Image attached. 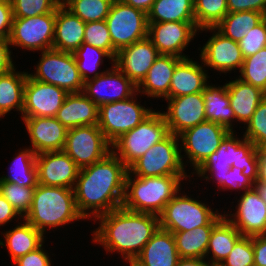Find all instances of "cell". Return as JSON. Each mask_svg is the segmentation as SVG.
Here are the masks:
<instances>
[{
  "label": "cell",
  "mask_w": 266,
  "mask_h": 266,
  "mask_svg": "<svg viewBox=\"0 0 266 266\" xmlns=\"http://www.w3.org/2000/svg\"><path fill=\"white\" fill-rule=\"evenodd\" d=\"M128 167L111 151L103 159L79 170L73 187L78 212L98 217L122 207Z\"/></svg>",
  "instance_id": "obj_1"
},
{
  "label": "cell",
  "mask_w": 266,
  "mask_h": 266,
  "mask_svg": "<svg viewBox=\"0 0 266 266\" xmlns=\"http://www.w3.org/2000/svg\"><path fill=\"white\" fill-rule=\"evenodd\" d=\"M96 220L99 227L93 231L92 242L102 245L107 253L119 252L125 262L134 261L160 227L158 215L123 207L101 214Z\"/></svg>",
  "instance_id": "obj_2"
},
{
  "label": "cell",
  "mask_w": 266,
  "mask_h": 266,
  "mask_svg": "<svg viewBox=\"0 0 266 266\" xmlns=\"http://www.w3.org/2000/svg\"><path fill=\"white\" fill-rule=\"evenodd\" d=\"M235 134V131L230 132L220 143L218 150L193 171L192 175L196 173L198 177L206 179V182L211 178L215 179L214 181H217L215 183H218L217 188L220 187L224 191V176L227 175L230 167H236L242 171L244 176L256 183L259 149L244 136L240 139Z\"/></svg>",
  "instance_id": "obj_3"
},
{
  "label": "cell",
  "mask_w": 266,
  "mask_h": 266,
  "mask_svg": "<svg viewBox=\"0 0 266 266\" xmlns=\"http://www.w3.org/2000/svg\"><path fill=\"white\" fill-rule=\"evenodd\" d=\"M80 219L84 220L77 210L73 189L40 184L35 187L32 205L23 218L43 234L48 228L58 229Z\"/></svg>",
  "instance_id": "obj_4"
},
{
  "label": "cell",
  "mask_w": 266,
  "mask_h": 266,
  "mask_svg": "<svg viewBox=\"0 0 266 266\" xmlns=\"http://www.w3.org/2000/svg\"><path fill=\"white\" fill-rule=\"evenodd\" d=\"M187 177L190 178L171 175L137 177L128 172L122 207L133 212L159 215L165 205L182 190L181 181Z\"/></svg>",
  "instance_id": "obj_5"
},
{
  "label": "cell",
  "mask_w": 266,
  "mask_h": 266,
  "mask_svg": "<svg viewBox=\"0 0 266 266\" xmlns=\"http://www.w3.org/2000/svg\"><path fill=\"white\" fill-rule=\"evenodd\" d=\"M181 190L167 203L158 215L160 228L171 233L188 231L201 226H215L224 215L218 209L180 193ZM217 210V211H216Z\"/></svg>",
  "instance_id": "obj_6"
},
{
  "label": "cell",
  "mask_w": 266,
  "mask_h": 266,
  "mask_svg": "<svg viewBox=\"0 0 266 266\" xmlns=\"http://www.w3.org/2000/svg\"><path fill=\"white\" fill-rule=\"evenodd\" d=\"M169 134L163 114L154 110L139 125L115 140L111 144V151L129 167Z\"/></svg>",
  "instance_id": "obj_7"
},
{
  "label": "cell",
  "mask_w": 266,
  "mask_h": 266,
  "mask_svg": "<svg viewBox=\"0 0 266 266\" xmlns=\"http://www.w3.org/2000/svg\"><path fill=\"white\" fill-rule=\"evenodd\" d=\"M179 144L178 136L170 133L134 161L128 167V172L137 177L191 176L185 171Z\"/></svg>",
  "instance_id": "obj_8"
},
{
  "label": "cell",
  "mask_w": 266,
  "mask_h": 266,
  "mask_svg": "<svg viewBox=\"0 0 266 266\" xmlns=\"http://www.w3.org/2000/svg\"><path fill=\"white\" fill-rule=\"evenodd\" d=\"M35 66L36 72L29 74L33 79L65 89L68 93H81L84 88L72 52L48 49L41 52Z\"/></svg>",
  "instance_id": "obj_9"
},
{
  "label": "cell",
  "mask_w": 266,
  "mask_h": 266,
  "mask_svg": "<svg viewBox=\"0 0 266 266\" xmlns=\"http://www.w3.org/2000/svg\"><path fill=\"white\" fill-rule=\"evenodd\" d=\"M136 95L138 96V92L129 99L99 107L98 126L110 144L135 128L154 111L153 108H146L137 102Z\"/></svg>",
  "instance_id": "obj_10"
},
{
  "label": "cell",
  "mask_w": 266,
  "mask_h": 266,
  "mask_svg": "<svg viewBox=\"0 0 266 266\" xmlns=\"http://www.w3.org/2000/svg\"><path fill=\"white\" fill-rule=\"evenodd\" d=\"M106 23L114 46V59L119 50L148 36L147 14L120 0L113 1Z\"/></svg>",
  "instance_id": "obj_11"
},
{
  "label": "cell",
  "mask_w": 266,
  "mask_h": 266,
  "mask_svg": "<svg viewBox=\"0 0 266 266\" xmlns=\"http://www.w3.org/2000/svg\"><path fill=\"white\" fill-rule=\"evenodd\" d=\"M230 133L228 129L218 123L205 121L199 123L195 127L189 128L178 135L180 144V152L184 167L186 163H190L195 171L211 154L216 152L220 143ZM188 158L184 162V159Z\"/></svg>",
  "instance_id": "obj_12"
},
{
  "label": "cell",
  "mask_w": 266,
  "mask_h": 266,
  "mask_svg": "<svg viewBox=\"0 0 266 266\" xmlns=\"http://www.w3.org/2000/svg\"><path fill=\"white\" fill-rule=\"evenodd\" d=\"M63 151L81 169L103 159L111 152V144L98 125H85L67 130Z\"/></svg>",
  "instance_id": "obj_13"
},
{
  "label": "cell",
  "mask_w": 266,
  "mask_h": 266,
  "mask_svg": "<svg viewBox=\"0 0 266 266\" xmlns=\"http://www.w3.org/2000/svg\"><path fill=\"white\" fill-rule=\"evenodd\" d=\"M56 12L35 17H14L9 37L10 46L29 51L53 48Z\"/></svg>",
  "instance_id": "obj_14"
},
{
  "label": "cell",
  "mask_w": 266,
  "mask_h": 266,
  "mask_svg": "<svg viewBox=\"0 0 266 266\" xmlns=\"http://www.w3.org/2000/svg\"><path fill=\"white\" fill-rule=\"evenodd\" d=\"M103 74L84 82L83 93L98 107L129 99L137 93V86L115 65Z\"/></svg>",
  "instance_id": "obj_15"
},
{
  "label": "cell",
  "mask_w": 266,
  "mask_h": 266,
  "mask_svg": "<svg viewBox=\"0 0 266 266\" xmlns=\"http://www.w3.org/2000/svg\"><path fill=\"white\" fill-rule=\"evenodd\" d=\"M206 30L213 34L200 50L199 57L203 66L224 74L236 69L240 72L244 57L239 43L225 37L215 27L199 29L202 32Z\"/></svg>",
  "instance_id": "obj_16"
},
{
  "label": "cell",
  "mask_w": 266,
  "mask_h": 266,
  "mask_svg": "<svg viewBox=\"0 0 266 266\" xmlns=\"http://www.w3.org/2000/svg\"><path fill=\"white\" fill-rule=\"evenodd\" d=\"M68 94L65 89L37 81L28 73L21 117H55Z\"/></svg>",
  "instance_id": "obj_17"
},
{
  "label": "cell",
  "mask_w": 266,
  "mask_h": 266,
  "mask_svg": "<svg viewBox=\"0 0 266 266\" xmlns=\"http://www.w3.org/2000/svg\"><path fill=\"white\" fill-rule=\"evenodd\" d=\"M198 30L195 22L148 23V37L158 53L183 59L188 58L183 51L198 34Z\"/></svg>",
  "instance_id": "obj_18"
},
{
  "label": "cell",
  "mask_w": 266,
  "mask_h": 266,
  "mask_svg": "<svg viewBox=\"0 0 266 266\" xmlns=\"http://www.w3.org/2000/svg\"><path fill=\"white\" fill-rule=\"evenodd\" d=\"M167 111L161 112L169 132L179 135L183 131L206 121L205 102L202 92L168 98Z\"/></svg>",
  "instance_id": "obj_19"
},
{
  "label": "cell",
  "mask_w": 266,
  "mask_h": 266,
  "mask_svg": "<svg viewBox=\"0 0 266 266\" xmlns=\"http://www.w3.org/2000/svg\"><path fill=\"white\" fill-rule=\"evenodd\" d=\"M240 196L236 212L224 216L243 236L266 235V203L259 192L254 187Z\"/></svg>",
  "instance_id": "obj_20"
},
{
  "label": "cell",
  "mask_w": 266,
  "mask_h": 266,
  "mask_svg": "<svg viewBox=\"0 0 266 266\" xmlns=\"http://www.w3.org/2000/svg\"><path fill=\"white\" fill-rule=\"evenodd\" d=\"M38 184L73 189L80 168L64 152H43L36 155Z\"/></svg>",
  "instance_id": "obj_21"
},
{
  "label": "cell",
  "mask_w": 266,
  "mask_h": 266,
  "mask_svg": "<svg viewBox=\"0 0 266 266\" xmlns=\"http://www.w3.org/2000/svg\"><path fill=\"white\" fill-rule=\"evenodd\" d=\"M160 54L147 36L119 50L114 65L138 86Z\"/></svg>",
  "instance_id": "obj_22"
},
{
  "label": "cell",
  "mask_w": 266,
  "mask_h": 266,
  "mask_svg": "<svg viewBox=\"0 0 266 266\" xmlns=\"http://www.w3.org/2000/svg\"><path fill=\"white\" fill-rule=\"evenodd\" d=\"M34 153L63 151L67 128L55 117H22Z\"/></svg>",
  "instance_id": "obj_23"
},
{
  "label": "cell",
  "mask_w": 266,
  "mask_h": 266,
  "mask_svg": "<svg viewBox=\"0 0 266 266\" xmlns=\"http://www.w3.org/2000/svg\"><path fill=\"white\" fill-rule=\"evenodd\" d=\"M182 59L174 55L160 54L137 86V92L147 97L168 99L172 75Z\"/></svg>",
  "instance_id": "obj_24"
},
{
  "label": "cell",
  "mask_w": 266,
  "mask_h": 266,
  "mask_svg": "<svg viewBox=\"0 0 266 266\" xmlns=\"http://www.w3.org/2000/svg\"><path fill=\"white\" fill-rule=\"evenodd\" d=\"M179 259L173 233L159 227L134 261L139 266H176Z\"/></svg>",
  "instance_id": "obj_25"
},
{
  "label": "cell",
  "mask_w": 266,
  "mask_h": 266,
  "mask_svg": "<svg viewBox=\"0 0 266 266\" xmlns=\"http://www.w3.org/2000/svg\"><path fill=\"white\" fill-rule=\"evenodd\" d=\"M86 23L64 5L56 9L53 49L74 52L84 43Z\"/></svg>",
  "instance_id": "obj_26"
},
{
  "label": "cell",
  "mask_w": 266,
  "mask_h": 266,
  "mask_svg": "<svg viewBox=\"0 0 266 266\" xmlns=\"http://www.w3.org/2000/svg\"><path fill=\"white\" fill-rule=\"evenodd\" d=\"M99 107L83 92L69 93L55 118L67 129L98 125Z\"/></svg>",
  "instance_id": "obj_27"
},
{
  "label": "cell",
  "mask_w": 266,
  "mask_h": 266,
  "mask_svg": "<svg viewBox=\"0 0 266 266\" xmlns=\"http://www.w3.org/2000/svg\"><path fill=\"white\" fill-rule=\"evenodd\" d=\"M204 67V68H203ZM205 66L192 58L182 59L175 67L169 88V98L203 92L209 81ZM208 82V83H207Z\"/></svg>",
  "instance_id": "obj_28"
},
{
  "label": "cell",
  "mask_w": 266,
  "mask_h": 266,
  "mask_svg": "<svg viewBox=\"0 0 266 266\" xmlns=\"http://www.w3.org/2000/svg\"><path fill=\"white\" fill-rule=\"evenodd\" d=\"M225 84L230 98V106L235 115V120L246 125L259 103L266 97V93L239 78L231 80Z\"/></svg>",
  "instance_id": "obj_29"
},
{
  "label": "cell",
  "mask_w": 266,
  "mask_h": 266,
  "mask_svg": "<svg viewBox=\"0 0 266 266\" xmlns=\"http://www.w3.org/2000/svg\"><path fill=\"white\" fill-rule=\"evenodd\" d=\"M19 222L13 229L2 233L5 241L0 240V246L6 245L8 254L12 258V262L17 260L19 257L26 255L27 253L36 250L43 243H45V235L35 229L30 223L23 220ZM21 223V224H20ZM4 241V242H3Z\"/></svg>",
  "instance_id": "obj_30"
},
{
  "label": "cell",
  "mask_w": 266,
  "mask_h": 266,
  "mask_svg": "<svg viewBox=\"0 0 266 266\" xmlns=\"http://www.w3.org/2000/svg\"><path fill=\"white\" fill-rule=\"evenodd\" d=\"M212 85L208 84L202 92L205 102L206 121L218 123L230 132H234V125L232 124L236 120H234L235 115L230 106L226 84L223 86Z\"/></svg>",
  "instance_id": "obj_31"
},
{
  "label": "cell",
  "mask_w": 266,
  "mask_h": 266,
  "mask_svg": "<svg viewBox=\"0 0 266 266\" xmlns=\"http://www.w3.org/2000/svg\"><path fill=\"white\" fill-rule=\"evenodd\" d=\"M242 236L224 216L212 229L205 259L207 258L213 266H219ZM209 255L211 256L210 258L208 257Z\"/></svg>",
  "instance_id": "obj_32"
},
{
  "label": "cell",
  "mask_w": 266,
  "mask_h": 266,
  "mask_svg": "<svg viewBox=\"0 0 266 266\" xmlns=\"http://www.w3.org/2000/svg\"><path fill=\"white\" fill-rule=\"evenodd\" d=\"M28 72L11 71L0 74V118L15 108L22 114L24 86Z\"/></svg>",
  "instance_id": "obj_33"
},
{
  "label": "cell",
  "mask_w": 266,
  "mask_h": 266,
  "mask_svg": "<svg viewBox=\"0 0 266 266\" xmlns=\"http://www.w3.org/2000/svg\"><path fill=\"white\" fill-rule=\"evenodd\" d=\"M147 22H195L194 0H155Z\"/></svg>",
  "instance_id": "obj_34"
},
{
  "label": "cell",
  "mask_w": 266,
  "mask_h": 266,
  "mask_svg": "<svg viewBox=\"0 0 266 266\" xmlns=\"http://www.w3.org/2000/svg\"><path fill=\"white\" fill-rule=\"evenodd\" d=\"M11 163L10 175L0 177V182H11L25 187H36L38 184L36 154L29 146L19 151L16 157H13Z\"/></svg>",
  "instance_id": "obj_35"
},
{
  "label": "cell",
  "mask_w": 266,
  "mask_h": 266,
  "mask_svg": "<svg viewBox=\"0 0 266 266\" xmlns=\"http://www.w3.org/2000/svg\"><path fill=\"white\" fill-rule=\"evenodd\" d=\"M263 19V13L257 11L228 12L215 28L225 37L239 43Z\"/></svg>",
  "instance_id": "obj_36"
},
{
  "label": "cell",
  "mask_w": 266,
  "mask_h": 266,
  "mask_svg": "<svg viewBox=\"0 0 266 266\" xmlns=\"http://www.w3.org/2000/svg\"><path fill=\"white\" fill-rule=\"evenodd\" d=\"M213 227L201 226L191 232L173 233L180 258H205Z\"/></svg>",
  "instance_id": "obj_37"
},
{
  "label": "cell",
  "mask_w": 266,
  "mask_h": 266,
  "mask_svg": "<svg viewBox=\"0 0 266 266\" xmlns=\"http://www.w3.org/2000/svg\"><path fill=\"white\" fill-rule=\"evenodd\" d=\"M73 55L75 57L77 69L84 82L96 78L98 75H101L106 71L102 70V72H100L96 70L103 64L104 58H108L114 63V59L106 51L86 43H83L78 49H76L73 52ZM89 73L93 74L90 75Z\"/></svg>",
  "instance_id": "obj_38"
},
{
  "label": "cell",
  "mask_w": 266,
  "mask_h": 266,
  "mask_svg": "<svg viewBox=\"0 0 266 266\" xmlns=\"http://www.w3.org/2000/svg\"><path fill=\"white\" fill-rule=\"evenodd\" d=\"M227 13V0H194V18L198 29L215 27Z\"/></svg>",
  "instance_id": "obj_39"
},
{
  "label": "cell",
  "mask_w": 266,
  "mask_h": 266,
  "mask_svg": "<svg viewBox=\"0 0 266 266\" xmlns=\"http://www.w3.org/2000/svg\"><path fill=\"white\" fill-rule=\"evenodd\" d=\"M114 0H68L64 6L82 21L106 20Z\"/></svg>",
  "instance_id": "obj_40"
},
{
  "label": "cell",
  "mask_w": 266,
  "mask_h": 266,
  "mask_svg": "<svg viewBox=\"0 0 266 266\" xmlns=\"http://www.w3.org/2000/svg\"><path fill=\"white\" fill-rule=\"evenodd\" d=\"M238 77L266 93V47L255 55L244 58Z\"/></svg>",
  "instance_id": "obj_41"
},
{
  "label": "cell",
  "mask_w": 266,
  "mask_h": 266,
  "mask_svg": "<svg viewBox=\"0 0 266 266\" xmlns=\"http://www.w3.org/2000/svg\"><path fill=\"white\" fill-rule=\"evenodd\" d=\"M35 187L19 186L11 182H0V194L24 218L32 205Z\"/></svg>",
  "instance_id": "obj_42"
},
{
  "label": "cell",
  "mask_w": 266,
  "mask_h": 266,
  "mask_svg": "<svg viewBox=\"0 0 266 266\" xmlns=\"http://www.w3.org/2000/svg\"><path fill=\"white\" fill-rule=\"evenodd\" d=\"M84 43L106 51L114 59V46L106 20L86 23Z\"/></svg>",
  "instance_id": "obj_43"
},
{
  "label": "cell",
  "mask_w": 266,
  "mask_h": 266,
  "mask_svg": "<svg viewBox=\"0 0 266 266\" xmlns=\"http://www.w3.org/2000/svg\"><path fill=\"white\" fill-rule=\"evenodd\" d=\"M14 17L26 18L56 12L58 0H12Z\"/></svg>",
  "instance_id": "obj_44"
},
{
  "label": "cell",
  "mask_w": 266,
  "mask_h": 266,
  "mask_svg": "<svg viewBox=\"0 0 266 266\" xmlns=\"http://www.w3.org/2000/svg\"><path fill=\"white\" fill-rule=\"evenodd\" d=\"M246 126L243 134L245 139L257 148L266 142V97L259 103Z\"/></svg>",
  "instance_id": "obj_45"
},
{
  "label": "cell",
  "mask_w": 266,
  "mask_h": 266,
  "mask_svg": "<svg viewBox=\"0 0 266 266\" xmlns=\"http://www.w3.org/2000/svg\"><path fill=\"white\" fill-rule=\"evenodd\" d=\"M219 266H254L252 236H242Z\"/></svg>",
  "instance_id": "obj_46"
},
{
  "label": "cell",
  "mask_w": 266,
  "mask_h": 266,
  "mask_svg": "<svg viewBox=\"0 0 266 266\" xmlns=\"http://www.w3.org/2000/svg\"><path fill=\"white\" fill-rule=\"evenodd\" d=\"M239 47L244 58L255 55L258 51L266 47L265 18L239 41Z\"/></svg>",
  "instance_id": "obj_47"
},
{
  "label": "cell",
  "mask_w": 266,
  "mask_h": 266,
  "mask_svg": "<svg viewBox=\"0 0 266 266\" xmlns=\"http://www.w3.org/2000/svg\"><path fill=\"white\" fill-rule=\"evenodd\" d=\"M255 183L242 174V171L236 167H230L227 175L224 176V191L226 190H243L248 191L253 189Z\"/></svg>",
  "instance_id": "obj_48"
},
{
  "label": "cell",
  "mask_w": 266,
  "mask_h": 266,
  "mask_svg": "<svg viewBox=\"0 0 266 266\" xmlns=\"http://www.w3.org/2000/svg\"><path fill=\"white\" fill-rule=\"evenodd\" d=\"M44 243L34 251L27 253L26 255L19 257L13 262L15 266H51V259L42 247Z\"/></svg>",
  "instance_id": "obj_49"
},
{
  "label": "cell",
  "mask_w": 266,
  "mask_h": 266,
  "mask_svg": "<svg viewBox=\"0 0 266 266\" xmlns=\"http://www.w3.org/2000/svg\"><path fill=\"white\" fill-rule=\"evenodd\" d=\"M229 13L241 11H257L264 13L266 0H227Z\"/></svg>",
  "instance_id": "obj_50"
},
{
  "label": "cell",
  "mask_w": 266,
  "mask_h": 266,
  "mask_svg": "<svg viewBox=\"0 0 266 266\" xmlns=\"http://www.w3.org/2000/svg\"><path fill=\"white\" fill-rule=\"evenodd\" d=\"M12 5L0 1V38L9 39L13 23Z\"/></svg>",
  "instance_id": "obj_51"
},
{
  "label": "cell",
  "mask_w": 266,
  "mask_h": 266,
  "mask_svg": "<svg viewBox=\"0 0 266 266\" xmlns=\"http://www.w3.org/2000/svg\"><path fill=\"white\" fill-rule=\"evenodd\" d=\"M254 266H266V235L252 236Z\"/></svg>",
  "instance_id": "obj_52"
},
{
  "label": "cell",
  "mask_w": 266,
  "mask_h": 266,
  "mask_svg": "<svg viewBox=\"0 0 266 266\" xmlns=\"http://www.w3.org/2000/svg\"><path fill=\"white\" fill-rule=\"evenodd\" d=\"M10 48L9 39L0 38V74L7 73L15 67Z\"/></svg>",
  "instance_id": "obj_53"
},
{
  "label": "cell",
  "mask_w": 266,
  "mask_h": 266,
  "mask_svg": "<svg viewBox=\"0 0 266 266\" xmlns=\"http://www.w3.org/2000/svg\"><path fill=\"white\" fill-rule=\"evenodd\" d=\"M14 218L22 219L14 207L5 199L3 195L0 194V226H4Z\"/></svg>",
  "instance_id": "obj_54"
},
{
  "label": "cell",
  "mask_w": 266,
  "mask_h": 266,
  "mask_svg": "<svg viewBox=\"0 0 266 266\" xmlns=\"http://www.w3.org/2000/svg\"><path fill=\"white\" fill-rule=\"evenodd\" d=\"M124 4L144 11L146 14L150 11L155 0H120Z\"/></svg>",
  "instance_id": "obj_55"
},
{
  "label": "cell",
  "mask_w": 266,
  "mask_h": 266,
  "mask_svg": "<svg viewBox=\"0 0 266 266\" xmlns=\"http://www.w3.org/2000/svg\"><path fill=\"white\" fill-rule=\"evenodd\" d=\"M176 266H213L205 258H180Z\"/></svg>",
  "instance_id": "obj_56"
},
{
  "label": "cell",
  "mask_w": 266,
  "mask_h": 266,
  "mask_svg": "<svg viewBox=\"0 0 266 266\" xmlns=\"http://www.w3.org/2000/svg\"><path fill=\"white\" fill-rule=\"evenodd\" d=\"M256 183L266 184V155H259L258 179Z\"/></svg>",
  "instance_id": "obj_57"
},
{
  "label": "cell",
  "mask_w": 266,
  "mask_h": 266,
  "mask_svg": "<svg viewBox=\"0 0 266 266\" xmlns=\"http://www.w3.org/2000/svg\"><path fill=\"white\" fill-rule=\"evenodd\" d=\"M254 187L259 192L263 201L266 203V184L265 183H255Z\"/></svg>",
  "instance_id": "obj_58"
},
{
  "label": "cell",
  "mask_w": 266,
  "mask_h": 266,
  "mask_svg": "<svg viewBox=\"0 0 266 266\" xmlns=\"http://www.w3.org/2000/svg\"><path fill=\"white\" fill-rule=\"evenodd\" d=\"M258 149L259 155H266V142H264Z\"/></svg>",
  "instance_id": "obj_59"
},
{
  "label": "cell",
  "mask_w": 266,
  "mask_h": 266,
  "mask_svg": "<svg viewBox=\"0 0 266 266\" xmlns=\"http://www.w3.org/2000/svg\"><path fill=\"white\" fill-rule=\"evenodd\" d=\"M130 266H139L135 261L128 262Z\"/></svg>",
  "instance_id": "obj_60"
},
{
  "label": "cell",
  "mask_w": 266,
  "mask_h": 266,
  "mask_svg": "<svg viewBox=\"0 0 266 266\" xmlns=\"http://www.w3.org/2000/svg\"><path fill=\"white\" fill-rule=\"evenodd\" d=\"M59 4L64 5L68 0H58Z\"/></svg>",
  "instance_id": "obj_61"
},
{
  "label": "cell",
  "mask_w": 266,
  "mask_h": 266,
  "mask_svg": "<svg viewBox=\"0 0 266 266\" xmlns=\"http://www.w3.org/2000/svg\"><path fill=\"white\" fill-rule=\"evenodd\" d=\"M0 1H2V2H8V3H11L12 2V0H0Z\"/></svg>",
  "instance_id": "obj_62"
},
{
  "label": "cell",
  "mask_w": 266,
  "mask_h": 266,
  "mask_svg": "<svg viewBox=\"0 0 266 266\" xmlns=\"http://www.w3.org/2000/svg\"><path fill=\"white\" fill-rule=\"evenodd\" d=\"M263 15H264V18L266 19V9H265Z\"/></svg>",
  "instance_id": "obj_63"
}]
</instances>
